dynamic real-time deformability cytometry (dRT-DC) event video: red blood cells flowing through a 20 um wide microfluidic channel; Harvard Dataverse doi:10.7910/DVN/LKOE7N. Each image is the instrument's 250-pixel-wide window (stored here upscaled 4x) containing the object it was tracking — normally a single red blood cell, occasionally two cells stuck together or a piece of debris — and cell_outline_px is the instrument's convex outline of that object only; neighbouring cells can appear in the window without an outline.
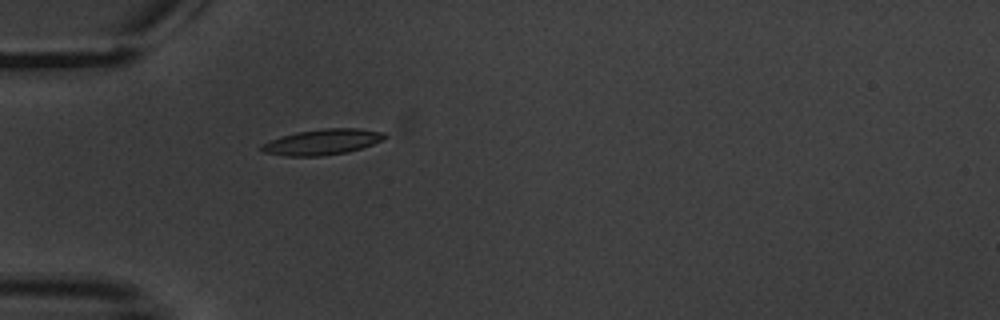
{"species": "common noctule bat (a hibernating species)", "species_latin": "Nyctalus noctula", "temperature_condition": "warm", "stored_images_in_passage": 1, "camera_frame_rate_fps": 3000, "um_per_image_px": 0.085, "animal": {"sex": "male", "body_mass_g": 20.1, "forearm_length_mm": 53.5}, "frame": {"image": 1, "passage_image": 1, "time_ms": 0.0, "image_size_px": [1000, 320], "cell_outline_px": [[388, 136], [384, 140], [348, 152], [320, 156], [288, 156], [264, 152], [260, 148], [260, 144], [280, 136], [296, 132], [324, 128], [356, 128], [384, 132]], "centroid_in_image_um": [27.4, 12.06], "position_along_channel_um": 57.6, "area_um2": 18.44}}